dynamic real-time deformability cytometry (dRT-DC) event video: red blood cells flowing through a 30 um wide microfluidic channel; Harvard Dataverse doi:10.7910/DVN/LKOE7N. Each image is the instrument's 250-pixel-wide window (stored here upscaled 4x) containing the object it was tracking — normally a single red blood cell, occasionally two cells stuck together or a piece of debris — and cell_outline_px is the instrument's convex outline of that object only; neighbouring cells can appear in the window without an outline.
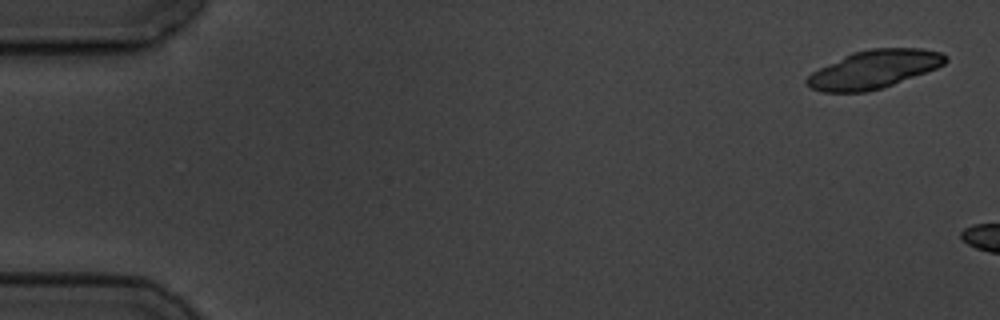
{"species": "common noctule bat (a hibernating species)", "species_latin": "Nyctalus noctula", "temperature_condition": "cold", "stored_images_in_passage": 4, "camera_frame_rate_fps": 3000, "um_per_image_px": 0.085, "animal": {"sex": "male", "body_mass_g": 19.5, "forearm_length_mm": 54.6}, "frame": {"image": 1, "passage_image": 1, "time_ms": 0.0, "image_size_px": [1000, 320], "cell_outline_px": [[948, 60], [944, 64], [936, 68], [892, 84], [868, 92], [824, 92], [812, 88], [804, 84], [804, 80], [812, 72], [852, 52], [872, 48], [920, 48], [940, 52], [948, 56]], "centroid_in_image_um": [74.27, 5.88], "position_along_channel_um": 10.7, "area_um2": 30.52}}